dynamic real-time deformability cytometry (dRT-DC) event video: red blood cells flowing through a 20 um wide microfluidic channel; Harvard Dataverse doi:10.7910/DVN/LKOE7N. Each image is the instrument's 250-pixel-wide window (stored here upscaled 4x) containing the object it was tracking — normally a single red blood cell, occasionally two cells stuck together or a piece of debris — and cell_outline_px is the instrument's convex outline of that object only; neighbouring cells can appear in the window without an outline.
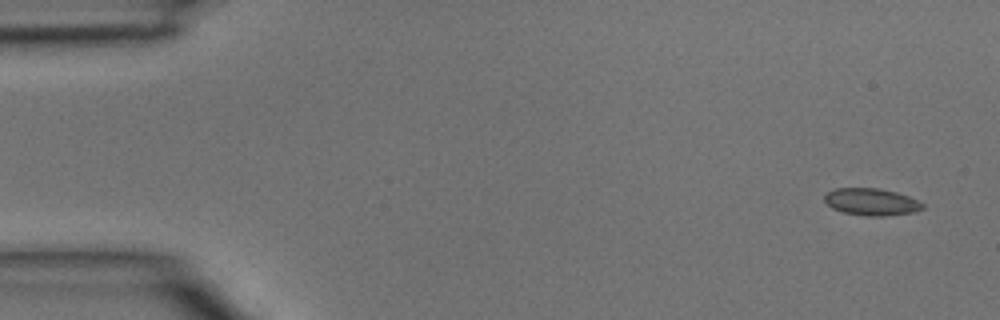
{"species": "common noctule bat (a hibernating species)", "species_latin": "Nyctalus noctula", "temperature_condition": "room temperature", "stored_images_in_passage": 4, "camera_frame_rate_fps": 3000, "um_per_image_px": 0.085, "animal": {"sex": "male", "body_mass_g": 15.6}, "frame": {"image": 1, "passage_image": 1, "time_ms": 0.0, "image_size_px": [1000, 320], "cell_outline_px": [[924, 208], [916, 212], [884, 216], [864, 216], [844, 212], [832, 208], [824, 200], [824, 196], [828, 192], [836, 188], [876, 188], [896, 192], [908, 196], [924, 204]], "centroid_in_image_um": [74.08, 17.17], "position_along_channel_um": 10.9, "area_um2": 15.43}}
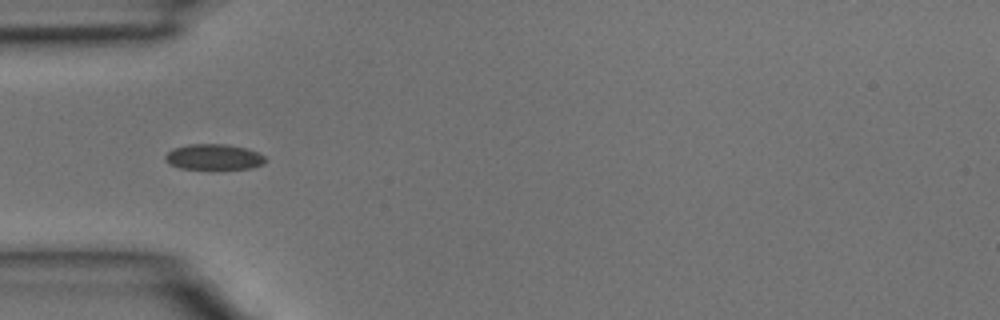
{"frame": {"image": 2, "passage_image": 4, "time_ms": 1.0, "image_size_px": [1000, 320], "cell_outline_px": [[268, 160], [264, 164], [252, 168], [180, 168], [168, 164], [164, 160], [164, 156], [172, 148], [188, 144], [224, 144], [248, 148], [260, 152]], "centroid_in_image_um": [18.19, 13.33], "position_along_channel_um": 66.8, "area_um2": 15.09}}